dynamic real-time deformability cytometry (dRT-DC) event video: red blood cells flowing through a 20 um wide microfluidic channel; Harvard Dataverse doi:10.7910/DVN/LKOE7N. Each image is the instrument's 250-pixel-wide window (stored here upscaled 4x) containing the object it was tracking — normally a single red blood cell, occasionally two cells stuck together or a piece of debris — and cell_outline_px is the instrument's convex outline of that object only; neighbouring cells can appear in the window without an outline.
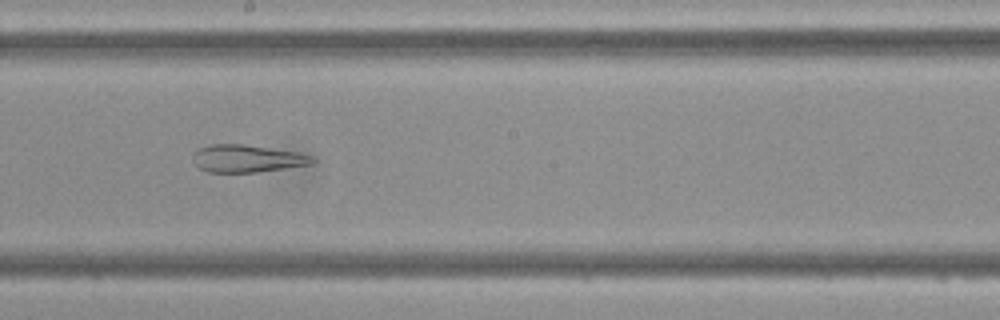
{"species": "Egyptian fruit bat (a non-hibernating species)", "species_latin": "Rousettus aegyptiacus", "temperature_condition": "cold", "stored_images_in_passage": 47, "camera_frame_rate_fps": 3000, "um_per_image_px": 0.085, "frame": {"image": 1, "passage_image": 26, "time_ms": 8.333, "image_size_px": [1000, 320], "cell_outline_px": [[316, 164], [256, 172], [208, 172], [200, 168], [192, 160], [192, 152], [196, 148], [208, 144], [244, 144], [296, 152], [316, 156]], "centroid_in_image_um": [21.01, 13.47], "position_along_channel_um": 227.2, "area_um2": 19.48}}
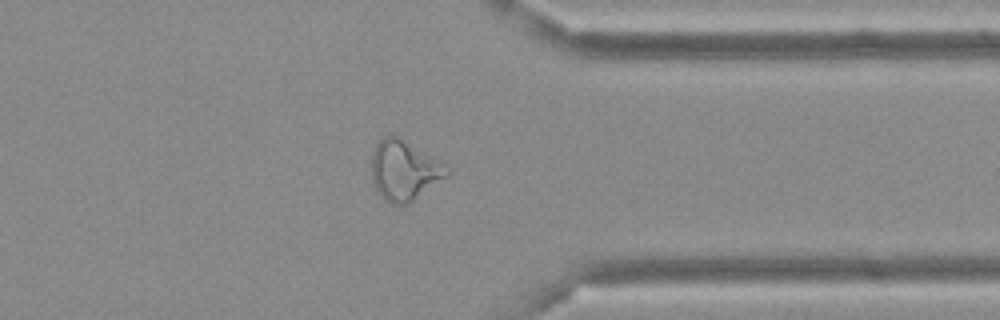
{"frame": {"image": 2, "passage_image": 37, "time_ms": 12.0, "image_size_px": [1000, 320], "cell_outline_px": [[452, 172], [412, 200], [404, 204], [392, 204], [384, 200], [380, 196], [372, 180], [372, 152], [376, 144], [384, 136], [396, 136], [452, 164]], "centroid_in_image_um": [34.42, 14.45], "position_along_channel_um": 377.0, "area_um2": 26.53}}
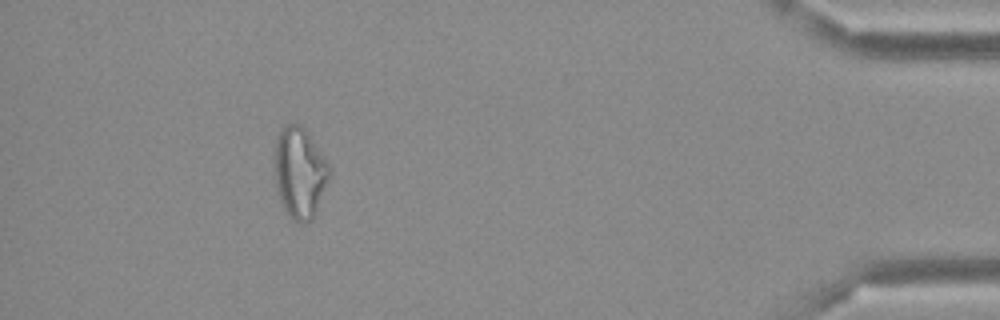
{"frame": {"image": 3, "passage_image": 43, "time_ms": 14.0, "image_size_px": [1000, 320], "cell_outline_px": [[332, 168], [328, 180], [312, 220], [300, 224], [296, 224], [292, 220], [284, 208], [280, 200], [276, 188], [272, 168], [276, 136], [280, 128], [288, 124], [300, 124], [308, 132], [328, 160]], "centroid_in_image_um": [25.45, 14.65], "position_along_channel_um": 409.8, "area_um2": 29.82}}